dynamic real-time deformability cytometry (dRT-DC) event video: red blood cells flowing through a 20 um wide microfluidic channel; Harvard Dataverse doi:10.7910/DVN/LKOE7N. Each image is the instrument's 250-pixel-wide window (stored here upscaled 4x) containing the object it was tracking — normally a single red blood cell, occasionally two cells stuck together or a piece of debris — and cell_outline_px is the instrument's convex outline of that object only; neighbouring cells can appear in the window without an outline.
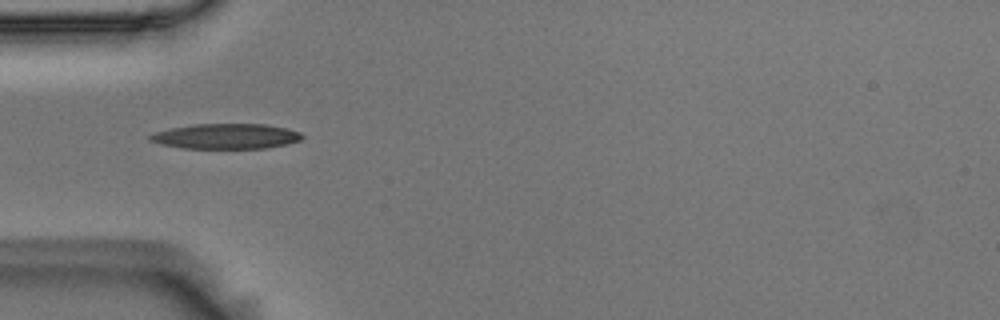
{"species": "Egyptian fruit bat (a non-hibernating species)", "species_latin": "Rousettus aegyptiacus", "temperature_condition": "room temperature", "stored_images_in_passage": 3, "camera_frame_rate_fps": 3000, "um_per_image_px": 0.085, "animal": {"sex": "male"}, "frame": {"image": 1, "passage_image": 1, "time_ms": 0.0, "image_size_px": [1000, 320], "cell_outline_px": [[304, 136], [300, 140], [268, 148], [180, 148], [160, 144], [148, 140], [148, 136], [156, 132], [172, 128], [192, 124], [264, 124], [288, 128], [300, 132]], "centroid_in_image_um": [19.2, 11.58], "position_along_channel_um": 65.8, "area_um2": 22.31}}
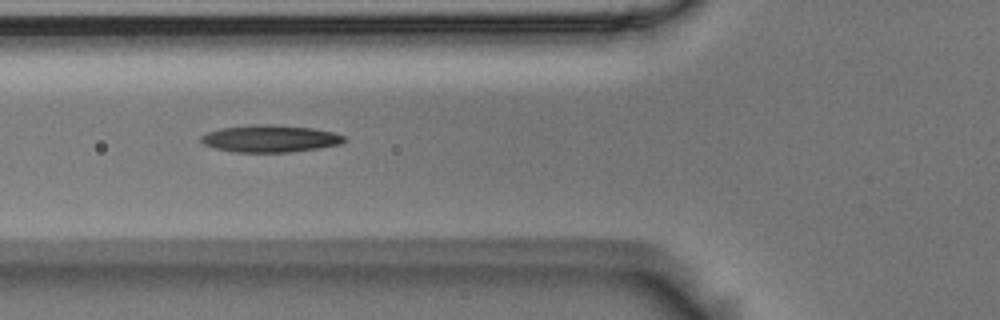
{"frame": {"image": 2, "passage_image": 2, "time_ms": 0.333, "image_size_px": [1000, 320], "cell_outline_px": [[348, 140], [340, 144], [316, 148], [288, 152], [232, 152], [216, 148], [204, 144], [200, 140], [200, 136], [208, 132], [220, 128], [252, 124], [264, 124], [312, 128], [332, 132], [344, 136]], "centroid_in_image_um": [22.93, 11.78], "position_along_channel_um": 102.9, "area_um2": 22.48}}
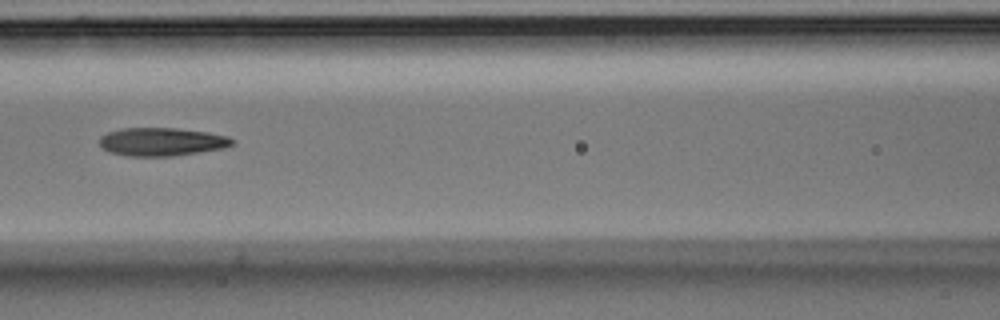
{"frame": {"image": 3, "passage_image": 3, "time_ms": 0.667, "image_size_px": [1000, 320], "cell_outline_px": [[236, 144], [224, 148], [172, 156], [128, 156], [112, 152], [104, 148], [100, 144], [100, 136], [108, 132], [124, 128], [176, 128], [208, 132], [228, 136], [236, 140]], "centroid_in_image_um": [13.81, 12.04], "position_along_channel_um": 152.8, "area_um2": 21.79}}